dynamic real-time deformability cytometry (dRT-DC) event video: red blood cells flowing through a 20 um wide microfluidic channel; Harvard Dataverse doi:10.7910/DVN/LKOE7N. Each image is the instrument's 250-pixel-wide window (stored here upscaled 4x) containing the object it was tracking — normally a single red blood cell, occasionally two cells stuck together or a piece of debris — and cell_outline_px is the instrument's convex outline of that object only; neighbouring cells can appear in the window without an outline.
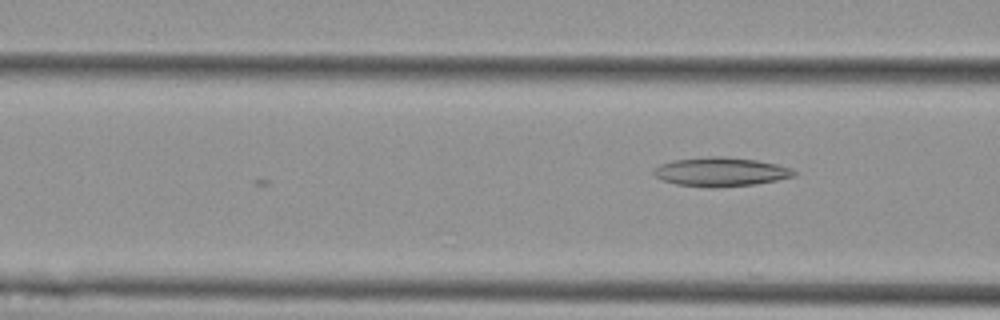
{"species": "Egyptian fruit bat (a non-hibernating species)", "species_latin": "Rousettus aegyptiacus", "temperature_condition": "cold", "stored_images_in_passage": 4, "camera_frame_rate_fps": 3000, "um_per_image_px": 0.085, "animal": {"sex": "female"}, "frame": {"image": 1, "passage_image": 4, "time_ms": 3.333, "image_size_px": [1000, 320], "cell_outline_px": [[796, 176], [756, 184], [712, 188], [708, 188], [676, 184], [664, 180], [656, 176], [652, 172], [660, 164], [672, 160], [708, 156], [724, 156], [756, 160], [776, 164], [792, 168], [796, 172]], "centroid_in_image_um": [61.27, 14.6], "position_along_channel_um": 105.3, "area_um2": 23.76}}